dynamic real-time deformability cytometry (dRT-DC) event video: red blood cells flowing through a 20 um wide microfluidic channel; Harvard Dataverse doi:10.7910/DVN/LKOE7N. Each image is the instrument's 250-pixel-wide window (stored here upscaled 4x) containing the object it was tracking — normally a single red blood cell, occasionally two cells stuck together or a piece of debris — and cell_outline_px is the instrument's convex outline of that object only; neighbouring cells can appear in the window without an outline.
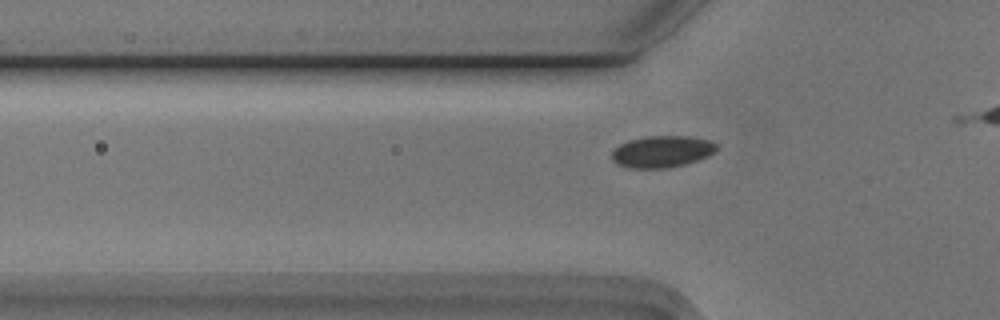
{"species": "Egyptian fruit bat (a non-hibernating species)", "species_latin": "Rousettus aegyptiacus", "temperature_condition": "cold", "stored_images_in_passage": 16, "camera_frame_rate_fps": 3000, "um_per_image_px": 0.085, "animal": {"sex": "male"}, "frame": {"image": 1, "passage_image": 10, "time_ms": 3.0, "image_size_px": [1000, 320], "cell_outline_px": [[720, 148], [716, 152], [708, 156], [684, 164], [664, 168], [628, 168], [616, 164], [612, 160], [612, 148], [628, 140], [648, 136], [692, 136], [708, 140], [720, 144]], "centroid_in_image_um": [56.28, 12.87], "position_along_channel_um": 69.5, "area_um2": 19.65}}
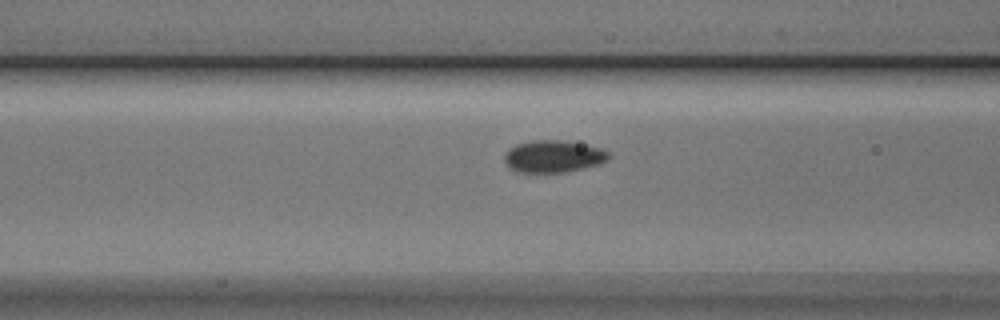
{"frame": {"image": 2, "passage_image": 14, "time_ms": 4.333, "image_size_px": [1000, 320], "cell_outline_px": [[608, 160], [600, 164], [584, 168], [564, 172], [520, 172], [512, 168], [504, 160], [504, 156], [508, 148], [516, 144], [532, 140], [560, 140], [600, 148], [608, 152]], "centroid_in_image_um": [47.02, 13.29], "position_along_channel_um": 119.6, "area_um2": 19.25}}